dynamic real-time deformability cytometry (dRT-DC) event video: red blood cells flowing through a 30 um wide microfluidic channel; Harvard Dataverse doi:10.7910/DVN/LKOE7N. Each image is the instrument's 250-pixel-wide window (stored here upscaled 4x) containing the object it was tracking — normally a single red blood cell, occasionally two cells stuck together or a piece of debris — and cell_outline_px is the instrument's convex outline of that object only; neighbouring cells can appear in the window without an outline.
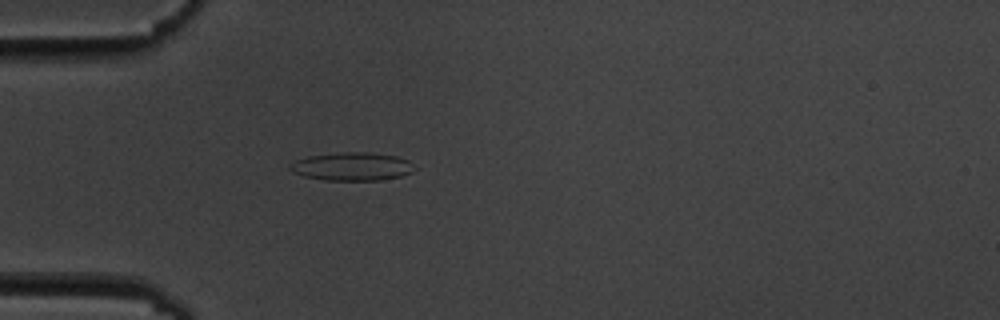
{"species": "common noctule bat (a hibernating species)", "species_latin": "Nyctalus noctula", "temperature_condition": "cold", "stored_images_in_passage": 56, "camera_frame_rate_fps": 3000, "um_per_image_px": 0.085, "animal": {"sex": "male", "body_mass_g": 19.5, "forearm_length_mm": 54.6}, "frame": {"image": 1, "passage_image": 16, "time_ms": 5.0, "image_size_px": [1000, 320], "cell_outline_px": [[416, 168], [412, 172], [400, 176], [380, 180], [324, 180], [304, 176], [292, 172], [288, 168], [288, 164], [296, 160], [308, 156], [340, 152], [372, 152], [396, 156], [408, 160]], "centroid_in_image_um": [29.9, 14.14], "position_along_channel_um": 55.1, "area_um2": 20.58}}
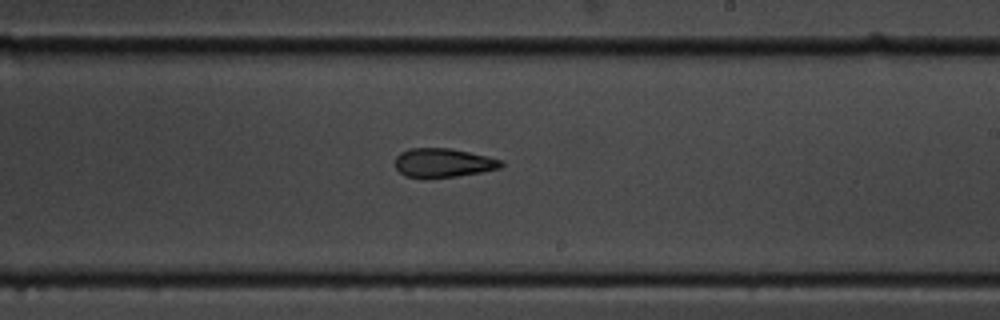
{"frame": {"image": 2, "passage_image": 33, "time_ms": 10.667, "image_size_px": [1000, 320], "cell_outline_px": [[504, 164], [500, 168], [480, 172], [456, 176], [424, 180], [404, 176], [396, 168], [396, 156], [400, 152], [408, 148], [452, 148], [488, 156], [504, 160]], "centroid_in_image_um": [37.65, 13.85], "position_along_channel_um": 251.3, "area_um2": 18.38}}
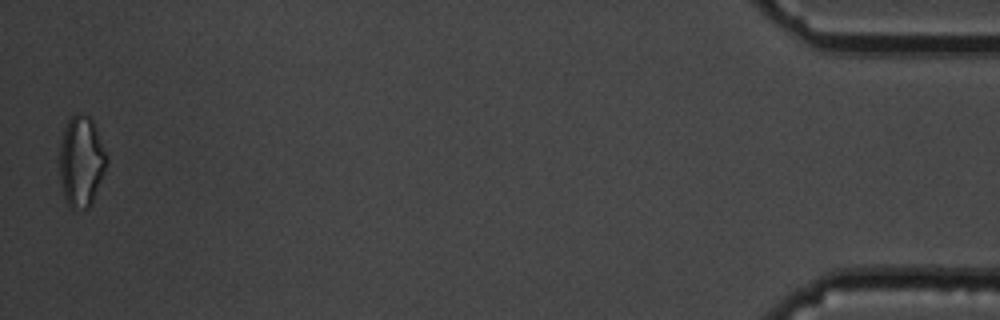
{"frame": {"image": 3, "passage_image": 55, "time_ms": 18.0, "image_size_px": [1000, 320], "cell_outline_px": [[108, 160], [92, 204], [88, 208], [68, 208], [64, 196], [60, 180], [60, 144], [64, 128], [68, 120], [76, 112], [80, 112], [88, 116], [92, 120], [108, 156]], "centroid_in_image_um": [6.9, 13.72], "position_along_channel_um": 428.3, "area_um2": 24.91}, "authors_computed_cell_mechanics": {"area_um2": 19.8832, "velocity_mm_per_s": 3.5978, "shape_relaxation_time_tau1_ms": null, "shape_relaxation_time_tau2_ms": 4.5274, "deformation_change_tau1": null, "deformation_change_tau2": 0.1299}}